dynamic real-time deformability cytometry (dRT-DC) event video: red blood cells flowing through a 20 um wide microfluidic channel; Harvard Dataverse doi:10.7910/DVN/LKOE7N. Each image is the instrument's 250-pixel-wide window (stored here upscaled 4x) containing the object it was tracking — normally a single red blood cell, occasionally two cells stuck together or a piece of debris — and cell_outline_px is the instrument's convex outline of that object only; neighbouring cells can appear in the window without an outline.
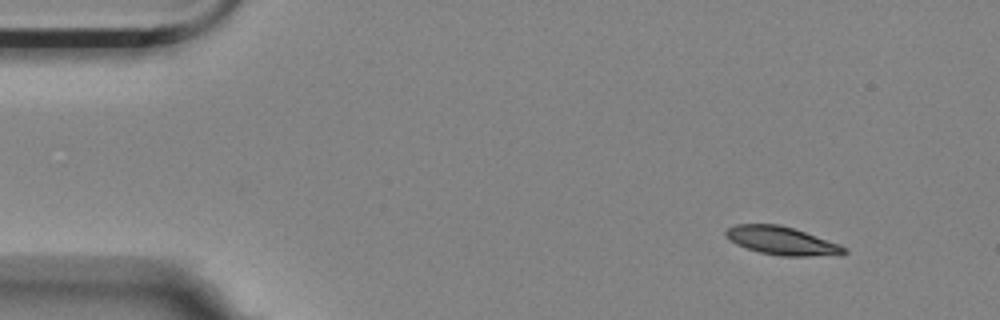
{"species": "Egyptian fruit bat (a non-hibernating species)", "species_latin": "Rousettus aegyptiacus", "temperature_condition": "room temperature", "stored_images_in_passage": 4, "camera_frame_rate_fps": 3000, "um_per_image_px": 0.085, "animal": {"sex": "female"}, "frame": {"image": 1, "passage_image": 1, "time_ms": 0.0, "image_size_px": [1000, 320], "cell_outline_px": [[848, 252], [808, 256], [780, 256], [760, 252], [736, 244], [724, 236], [724, 232], [728, 228], [736, 224], [776, 224], [792, 228], [840, 244], [848, 248]], "centroid_in_image_um": [66.4, 20.45], "position_along_channel_um": 18.6, "area_um2": 19.07}}
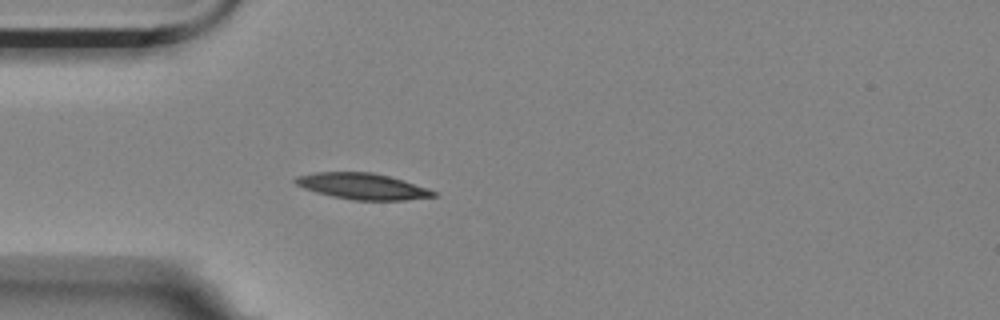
{"frame": {"image": 2, "passage_image": 4, "time_ms": 1.0, "image_size_px": [1000, 320], "cell_outline_px": [[436, 196], [404, 200], [352, 200], [332, 196], [316, 192], [304, 188], [296, 184], [292, 180], [296, 176], [316, 172], [372, 172], [404, 180], [428, 188], [436, 192]], "centroid_in_image_um": [30.79, 15.83], "position_along_channel_um": 54.2, "area_um2": 20.98}}